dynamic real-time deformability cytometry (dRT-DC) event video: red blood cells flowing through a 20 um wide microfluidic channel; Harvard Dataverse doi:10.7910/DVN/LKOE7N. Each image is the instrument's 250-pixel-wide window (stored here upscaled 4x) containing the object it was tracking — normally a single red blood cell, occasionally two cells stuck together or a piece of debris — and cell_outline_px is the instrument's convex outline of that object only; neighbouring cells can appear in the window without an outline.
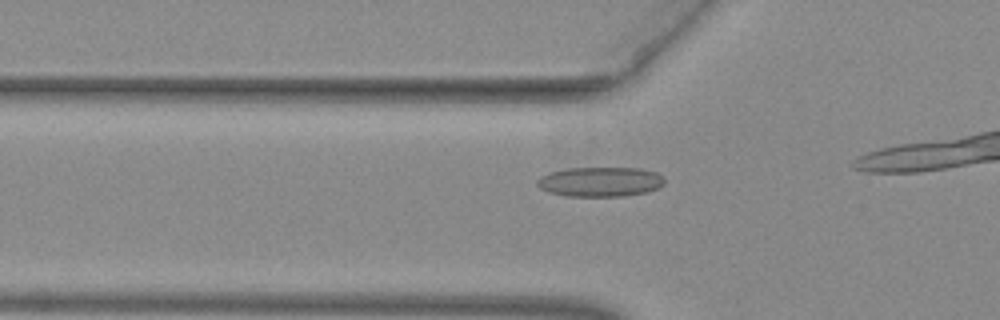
{"species": "common noctule bat (a hibernating species)", "species_latin": "Nyctalus noctula", "temperature_condition": "warm", "stored_images_in_passage": 12, "camera_frame_rate_fps": 3000, "um_per_image_px": 0.085, "animal": {"sex": "female", "body_mass_g": 29.2, "forearm_length_mm": 56.3}, "frame": {"image": 1, "passage_image": 7, "time_ms": 2.0, "image_size_px": [1000, 320], "cell_outline_px": [[664, 184], [660, 188], [648, 192], [624, 196], [564, 196], [548, 192], [540, 188], [536, 184], [536, 180], [540, 176], [548, 172], [568, 168], [640, 168], [656, 172], [664, 180]], "centroid_in_image_um": [51.0, 15.45], "position_along_channel_um": 74.8, "area_um2": 22.25}}
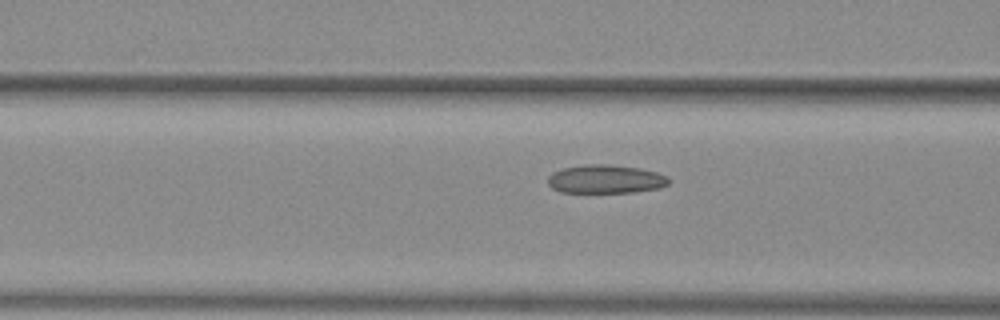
{"frame": {"image": 2, "passage_image": 10, "time_ms": 3.0, "image_size_px": [1000, 320], "cell_outline_px": [[668, 184], [660, 188], [636, 192], [560, 192], [552, 188], [548, 184], [548, 176], [552, 172], [564, 168], [584, 164], [608, 164], [640, 168], [656, 172], [668, 176]], "centroid_in_image_um": [51.47, 15.22], "position_along_channel_um": 115.1, "area_um2": 20.17}}